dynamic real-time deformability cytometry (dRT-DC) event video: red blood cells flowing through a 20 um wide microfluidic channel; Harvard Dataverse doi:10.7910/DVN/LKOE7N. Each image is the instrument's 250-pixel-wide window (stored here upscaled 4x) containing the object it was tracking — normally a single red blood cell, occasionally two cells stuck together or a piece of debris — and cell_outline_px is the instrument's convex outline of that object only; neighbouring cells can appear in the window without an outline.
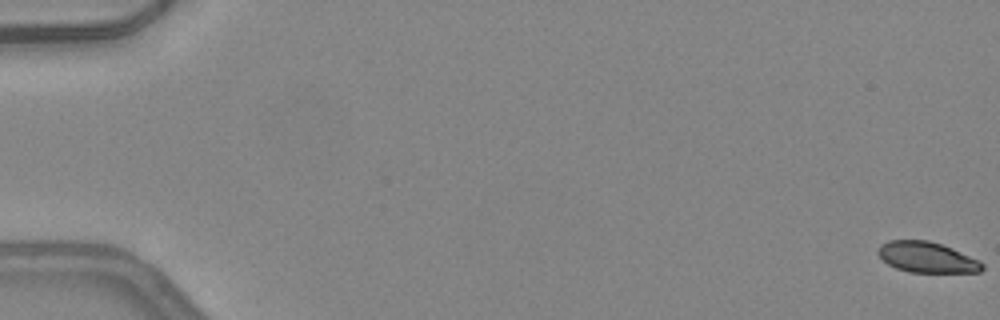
{"species": "common noctule bat (a hibernating species)", "species_latin": "Nyctalus noctula", "temperature_condition": "warm", "stored_images_in_passage": 51, "camera_frame_rate_fps": 3000, "um_per_image_px": 0.085, "animal": {"sex": "female", "body_mass_g": 24.6, "forearm_length_mm": 56.2}, "frame": {"image": 1, "passage_image": 1, "time_ms": 0.0, "image_size_px": [1000, 320], "cell_outline_px": [[984, 268], [980, 272], [908, 272], [896, 268], [888, 264], [876, 252], [876, 248], [880, 244], [888, 240], [928, 240], [952, 248], [980, 260], [984, 264]], "centroid_in_image_um": [78.77, 21.86], "position_along_channel_um": 6.2, "area_um2": 18.73}}
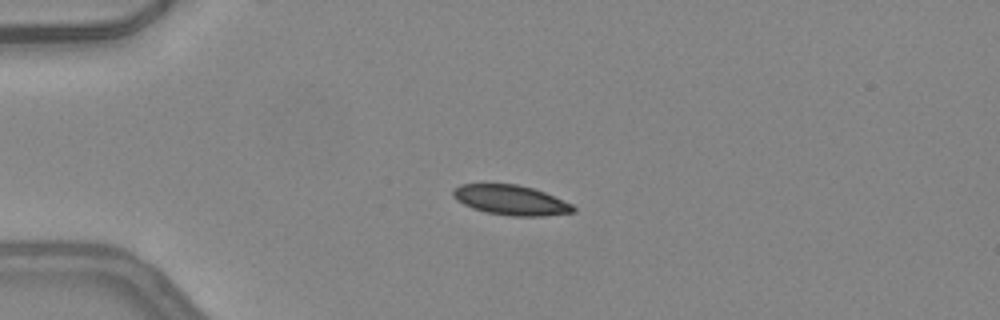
{"frame": {"image": 2, "passage_image": 14, "time_ms": 4.333, "image_size_px": [1000, 320], "cell_outline_px": [[576, 212], [544, 216], [512, 216], [488, 212], [472, 208], [456, 200], [452, 196], [452, 188], [460, 184], [516, 184], [532, 188], [544, 192], [572, 204], [576, 208]], "centroid_in_image_um": [43.41, 17.01], "position_along_channel_um": 41.6, "area_um2": 20.92}}
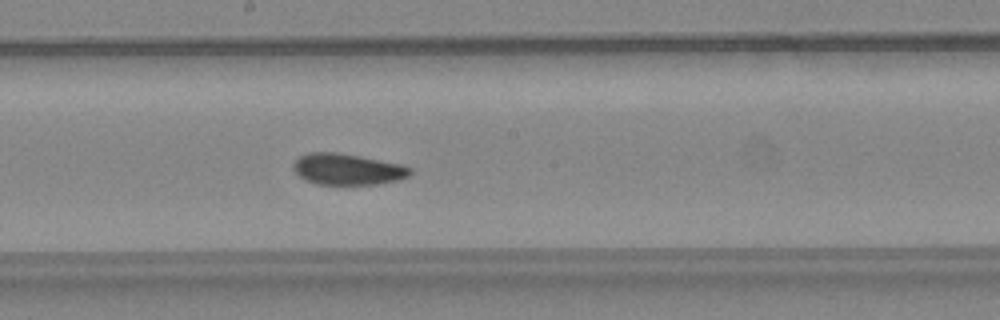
{"frame": {"image": 3, "passage_image": 29, "time_ms": 9.333, "image_size_px": [1000, 320], "cell_outline_px": [[412, 172], [408, 176], [400, 180], [376, 184], [316, 184], [304, 180], [292, 168], [296, 160], [300, 156], [308, 152], [336, 152], [360, 156], [400, 164], [412, 168]], "centroid_in_image_um": [29.53, 14.38], "position_along_channel_um": 218.7, "area_um2": 21.21}, "authors_computed_cell_mechanics": {"area_um2": 20.9236, "velocity_mm_per_s": 4.2196, "shape_relaxation_time_tau1_ms": 4.3867, "shape_relaxation_time_tau2_ms": 4.0681, "deformation_change_tau1": 0.1199, "deformation_change_tau2": 0.0459}}